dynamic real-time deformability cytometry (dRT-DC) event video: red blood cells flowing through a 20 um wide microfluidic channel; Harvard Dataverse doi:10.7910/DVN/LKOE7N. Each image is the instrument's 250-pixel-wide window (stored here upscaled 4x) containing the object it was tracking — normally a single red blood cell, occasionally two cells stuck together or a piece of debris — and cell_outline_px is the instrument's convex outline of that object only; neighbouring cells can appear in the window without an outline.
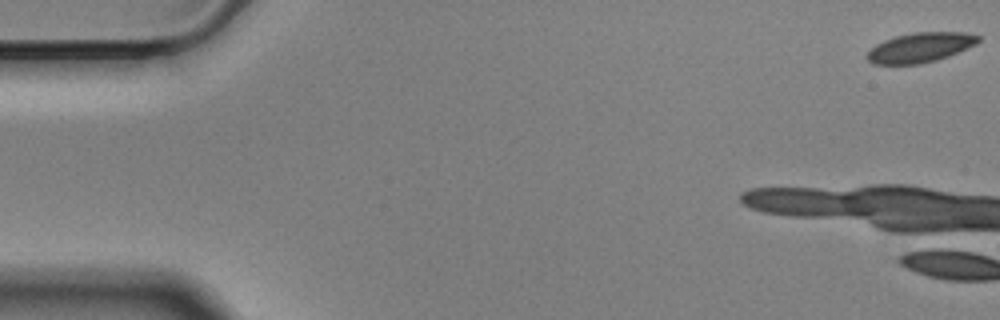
{"species": "Egyptian fruit bat (a non-hibernating species)", "species_latin": "Rousettus aegyptiacus", "temperature_condition": "cold", "stored_images_in_passage": 10, "camera_frame_rate_fps": 3000, "um_per_image_px": 0.085, "animal": {"sex": "male"}, "frame": {"image": 1, "passage_image": 1, "time_ms": 0.0, "image_size_px": [1000, 320], "cell_outline_px": [[980, 40], [948, 56], [936, 60], [920, 64], [872, 64], [864, 56], [876, 44], [884, 40], [896, 36], [912, 32], [964, 32], [980, 36]], "centroid_in_image_um": [78.15, 4.03], "position_along_channel_um": 6.8, "area_um2": 19.02}}